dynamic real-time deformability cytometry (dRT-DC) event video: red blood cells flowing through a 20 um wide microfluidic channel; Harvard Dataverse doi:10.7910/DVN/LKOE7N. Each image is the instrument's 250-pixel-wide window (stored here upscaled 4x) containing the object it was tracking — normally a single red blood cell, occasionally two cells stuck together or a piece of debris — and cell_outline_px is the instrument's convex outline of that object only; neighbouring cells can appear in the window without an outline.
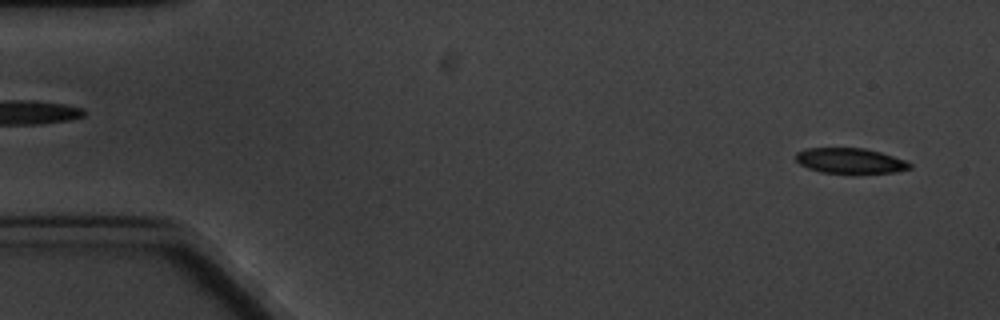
{"species": "common noctule bat (a hibernating species)", "species_latin": "Nyctalus noctula", "temperature_condition": "cold", "stored_images_in_passage": 9, "camera_frame_rate_fps": 3000, "um_per_image_px": 0.085, "animal": {"sex": "male", "body_mass_g": 20.1, "forearm_length_mm": 53.5}, "frame": {"image": 1, "passage_image": 2, "time_ms": 1.0, "image_size_px": [1000, 320], "cell_outline_px": [[912, 168], [896, 172], [820, 172], [808, 168], [800, 164], [796, 160], [796, 152], [804, 148], [864, 148], [880, 152], [904, 160], [912, 164]], "centroid_in_image_um": [72.24, 13.65], "position_along_channel_um": 12.8, "area_um2": 16.53}}
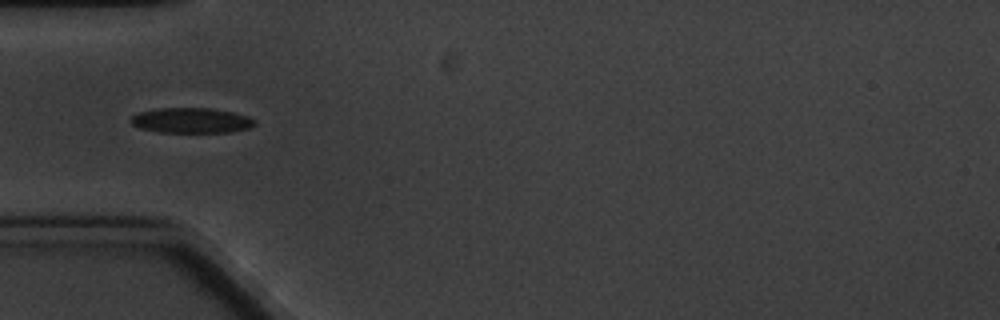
{"frame": {"image": 2, "passage_image": 6, "time_ms": 6.0, "image_size_px": [1000, 320], "cell_outline_px": [[256, 124], [248, 128], [228, 132], [160, 132], [136, 128], [128, 120], [132, 116], [140, 112], [160, 108], [208, 108], [232, 112], [248, 116], [256, 120]], "centroid_in_image_um": [16.23, 10.24], "position_along_channel_um": 68.8, "area_um2": 18.21}}